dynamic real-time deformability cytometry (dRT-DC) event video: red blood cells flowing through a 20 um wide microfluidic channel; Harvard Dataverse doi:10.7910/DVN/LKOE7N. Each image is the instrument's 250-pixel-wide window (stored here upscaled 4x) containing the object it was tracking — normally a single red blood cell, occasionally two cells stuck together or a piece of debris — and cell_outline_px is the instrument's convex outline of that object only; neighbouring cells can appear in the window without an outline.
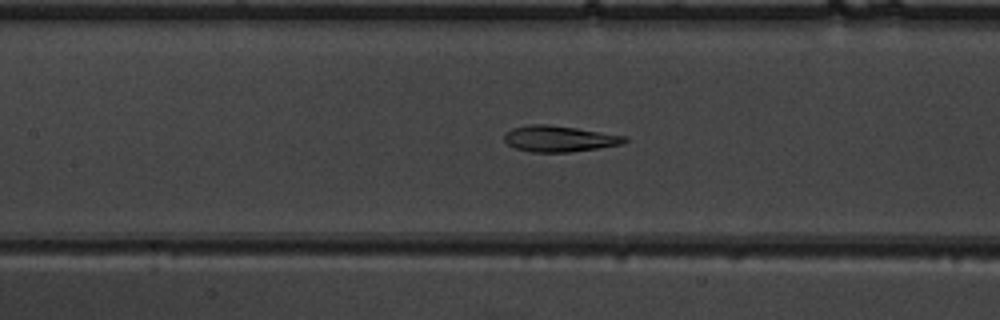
{"species": "common noctule bat (a hibernating species)", "species_latin": "Nyctalus noctula", "temperature_condition": "warm", "stored_images_in_passage": 50, "camera_frame_rate_fps": 3000, "um_per_image_px": 0.085, "animal": {"sex": "male", "body_mass_g": 19.5, "forearm_length_mm": 54.6}, "frame": {"image": 1, "passage_image": 23, "time_ms": 7.333, "image_size_px": [1000, 320], "cell_outline_px": [[628, 140], [624, 144], [600, 148], [568, 152], [532, 152], [516, 148], [508, 144], [504, 140], [504, 136], [512, 128], [528, 124], [548, 124], [576, 128], [628, 136]], "centroid_in_image_um": [47.58, 11.79], "position_along_channel_um": 159.8, "area_um2": 18.32}}
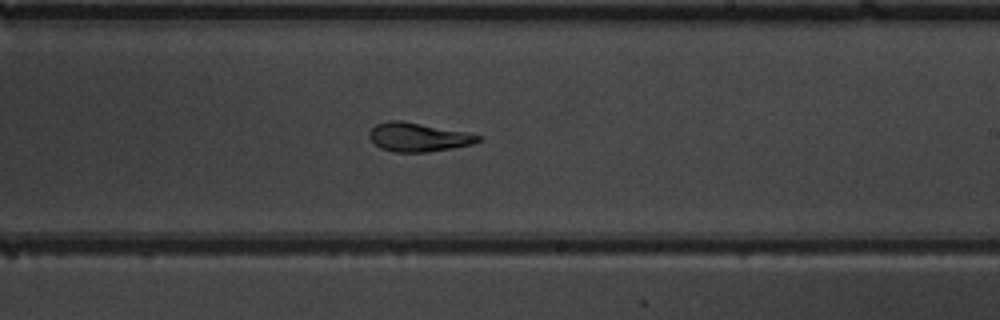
{"frame": {"image": 2, "passage_image": 30, "time_ms": 9.667, "image_size_px": [1000, 320], "cell_outline_px": [[484, 136], [480, 140], [472, 144], [452, 148], [428, 152], [396, 152], [380, 148], [368, 136], [368, 132], [376, 124], [388, 120], [400, 120], [468, 132]], "centroid_in_image_um": [35.56, 11.65], "position_along_channel_um": 253.4, "area_um2": 18.32}}
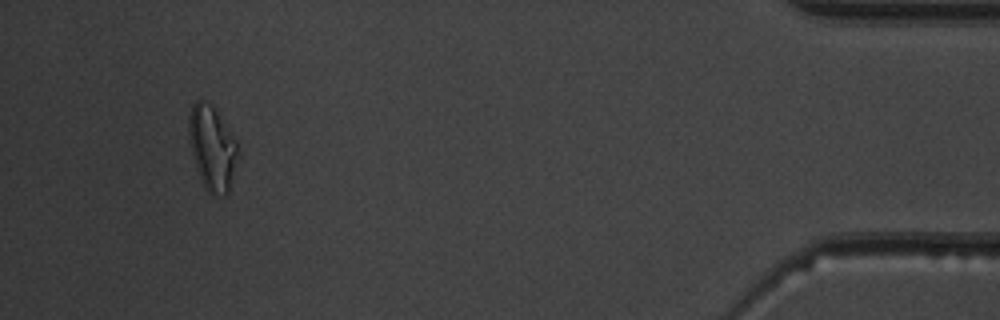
{"frame": {"image": 3, "passage_image": 47, "time_ms": 15.333, "image_size_px": [1000, 320], "cell_outline_px": [[236, 152], [228, 192], [224, 196], [212, 196], [204, 188], [196, 168], [192, 152], [188, 132], [188, 116], [192, 104], [196, 100], [204, 100], [212, 104], [236, 140]], "centroid_in_image_um": [17.97, 12.54], "position_along_channel_um": 417.2, "area_um2": 23.7}, "authors_computed_cell_mechanics": {"area_um2": 19.5364, "velocity_mm_per_s": 4.0198, "shape_relaxation_time_tau1_ms": null, "shape_relaxation_time_tau2_ms": 1.804, "deformation_change_tau1": null, "deformation_change_tau2": 0.0858}}